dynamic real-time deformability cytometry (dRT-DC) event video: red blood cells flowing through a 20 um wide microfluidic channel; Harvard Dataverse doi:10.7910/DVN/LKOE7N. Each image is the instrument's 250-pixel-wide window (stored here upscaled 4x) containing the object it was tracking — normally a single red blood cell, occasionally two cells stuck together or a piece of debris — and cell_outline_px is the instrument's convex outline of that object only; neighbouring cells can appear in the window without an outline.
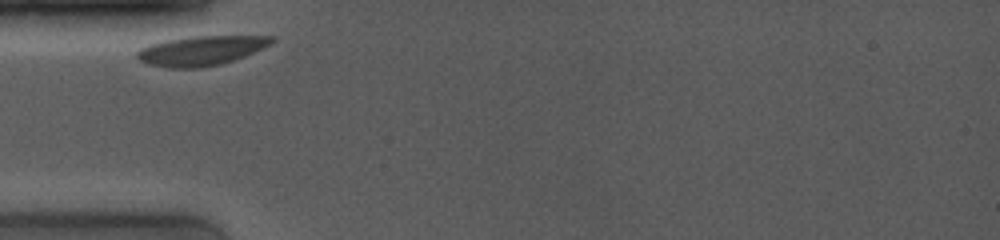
{"species": "common noctule bat (a hibernating species)", "species_latin": "Nyctalus noctula", "temperature_condition": "room temperature", "stored_images_in_passage": 7, "camera_frame_rate_fps": 4000, "um_per_image_px": 0.085, "animal": {"sex": "female", "body_mass_g": 19.0, "forearm_length_mm": 53.3}, "frame": {"image": 1, "passage_image": 1, "time_ms": 0.0, "image_size_px": [1000, 240], "cell_outline_px": [[276, 40], [272, 44], [264, 48], [244, 56], [220, 64], [200, 68], [168, 68], [148, 64], [140, 60], [136, 56], [136, 52], [140, 48], [148, 44], [168, 40], [196, 36], [276, 36]], "centroid_in_image_um": [17.11, 4.3], "position_along_channel_um": 67.9, "area_um2": 23.18}}
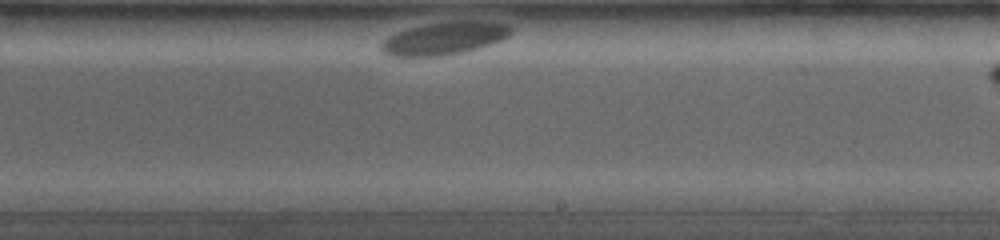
{"frame": {"image": 2, "passage_image": 6, "time_ms": 6.25, "image_size_px": [1000, 240], "cell_outline_px": [[516, 28], [508, 36], [500, 40], [468, 52], [444, 56], [388, 56], [380, 48], [380, 44], [388, 36], [396, 32], [424, 24], [452, 20], [480, 20], [508, 24]], "centroid_in_image_um": [37.81, 3.24], "position_along_channel_um": 251.2, "area_um2": 25.32}}